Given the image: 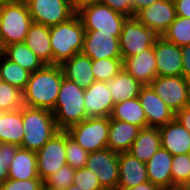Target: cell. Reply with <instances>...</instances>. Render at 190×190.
I'll return each mask as SVG.
<instances>
[{"instance_id":"6da1fadb","label":"cell","mask_w":190,"mask_h":190,"mask_svg":"<svg viewBox=\"0 0 190 190\" xmlns=\"http://www.w3.org/2000/svg\"><path fill=\"white\" fill-rule=\"evenodd\" d=\"M64 74L60 65H44L31 73L23 90V103L28 107L52 111L60 90Z\"/></svg>"},{"instance_id":"7a4b0ae2","label":"cell","mask_w":190,"mask_h":190,"mask_svg":"<svg viewBox=\"0 0 190 190\" xmlns=\"http://www.w3.org/2000/svg\"><path fill=\"white\" fill-rule=\"evenodd\" d=\"M22 121L24 137L20 148L37 152L57 132V127L52 111L42 108L22 106Z\"/></svg>"},{"instance_id":"3957f363","label":"cell","mask_w":190,"mask_h":190,"mask_svg":"<svg viewBox=\"0 0 190 190\" xmlns=\"http://www.w3.org/2000/svg\"><path fill=\"white\" fill-rule=\"evenodd\" d=\"M85 29L78 14L68 20L50 27V44L53 65H61L83 49Z\"/></svg>"},{"instance_id":"277c9868","label":"cell","mask_w":190,"mask_h":190,"mask_svg":"<svg viewBox=\"0 0 190 190\" xmlns=\"http://www.w3.org/2000/svg\"><path fill=\"white\" fill-rule=\"evenodd\" d=\"M84 91L76 83L62 79L55 107L52 110L59 130L66 131L89 118L84 104Z\"/></svg>"},{"instance_id":"5b68a950","label":"cell","mask_w":190,"mask_h":190,"mask_svg":"<svg viewBox=\"0 0 190 190\" xmlns=\"http://www.w3.org/2000/svg\"><path fill=\"white\" fill-rule=\"evenodd\" d=\"M33 23L24 0H11L0 8V36L3 46L24 42Z\"/></svg>"},{"instance_id":"8992f818","label":"cell","mask_w":190,"mask_h":190,"mask_svg":"<svg viewBox=\"0 0 190 190\" xmlns=\"http://www.w3.org/2000/svg\"><path fill=\"white\" fill-rule=\"evenodd\" d=\"M76 13L85 30L112 33L113 36L118 38L122 32L123 22L127 18L100 1L85 3L76 9Z\"/></svg>"},{"instance_id":"52a82bcc","label":"cell","mask_w":190,"mask_h":190,"mask_svg":"<svg viewBox=\"0 0 190 190\" xmlns=\"http://www.w3.org/2000/svg\"><path fill=\"white\" fill-rule=\"evenodd\" d=\"M110 117H89L66 130L88 153L107 148Z\"/></svg>"},{"instance_id":"ba28073f","label":"cell","mask_w":190,"mask_h":190,"mask_svg":"<svg viewBox=\"0 0 190 190\" xmlns=\"http://www.w3.org/2000/svg\"><path fill=\"white\" fill-rule=\"evenodd\" d=\"M159 37L155 31L141 24L135 17H127L119 36L122 59L133 57L154 46Z\"/></svg>"},{"instance_id":"9c48e42d","label":"cell","mask_w":190,"mask_h":190,"mask_svg":"<svg viewBox=\"0 0 190 190\" xmlns=\"http://www.w3.org/2000/svg\"><path fill=\"white\" fill-rule=\"evenodd\" d=\"M32 21L48 27L71 18L76 8L68 0H24Z\"/></svg>"},{"instance_id":"30bf717a","label":"cell","mask_w":190,"mask_h":190,"mask_svg":"<svg viewBox=\"0 0 190 190\" xmlns=\"http://www.w3.org/2000/svg\"><path fill=\"white\" fill-rule=\"evenodd\" d=\"M38 177L44 182L66 165V131L57 132L36 152Z\"/></svg>"},{"instance_id":"8fae6325","label":"cell","mask_w":190,"mask_h":190,"mask_svg":"<svg viewBox=\"0 0 190 190\" xmlns=\"http://www.w3.org/2000/svg\"><path fill=\"white\" fill-rule=\"evenodd\" d=\"M119 153L109 148L89 153L85 167L94 172L105 190H117Z\"/></svg>"},{"instance_id":"7c38bea8","label":"cell","mask_w":190,"mask_h":190,"mask_svg":"<svg viewBox=\"0 0 190 190\" xmlns=\"http://www.w3.org/2000/svg\"><path fill=\"white\" fill-rule=\"evenodd\" d=\"M149 85L175 113L188 106L189 81L183 76H157Z\"/></svg>"},{"instance_id":"4fadbf2b","label":"cell","mask_w":190,"mask_h":190,"mask_svg":"<svg viewBox=\"0 0 190 190\" xmlns=\"http://www.w3.org/2000/svg\"><path fill=\"white\" fill-rule=\"evenodd\" d=\"M81 53L92 60L122 58L119 38L112 33H98V30H85Z\"/></svg>"},{"instance_id":"5bb4252c","label":"cell","mask_w":190,"mask_h":190,"mask_svg":"<svg viewBox=\"0 0 190 190\" xmlns=\"http://www.w3.org/2000/svg\"><path fill=\"white\" fill-rule=\"evenodd\" d=\"M134 17L162 36L176 18L174 1L157 0L153 5L140 10Z\"/></svg>"},{"instance_id":"9a60e30c","label":"cell","mask_w":190,"mask_h":190,"mask_svg":"<svg viewBox=\"0 0 190 190\" xmlns=\"http://www.w3.org/2000/svg\"><path fill=\"white\" fill-rule=\"evenodd\" d=\"M146 114L148 127L159 128L175 118V112L154 92L150 85H143L138 95Z\"/></svg>"},{"instance_id":"2e32d148","label":"cell","mask_w":190,"mask_h":190,"mask_svg":"<svg viewBox=\"0 0 190 190\" xmlns=\"http://www.w3.org/2000/svg\"><path fill=\"white\" fill-rule=\"evenodd\" d=\"M153 48L156 57L157 76H182L181 47L160 36Z\"/></svg>"},{"instance_id":"e0dca14e","label":"cell","mask_w":190,"mask_h":190,"mask_svg":"<svg viewBox=\"0 0 190 190\" xmlns=\"http://www.w3.org/2000/svg\"><path fill=\"white\" fill-rule=\"evenodd\" d=\"M84 104L88 117H110L114 102L107 82L94 81L84 91Z\"/></svg>"},{"instance_id":"ac0fdd59","label":"cell","mask_w":190,"mask_h":190,"mask_svg":"<svg viewBox=\"0 0 190 190\" xmlns=\"http://www.w3.org/2000/svg\"><path fill=\"white\" fill-rule=\"evenodd\" d=\"M123 69L142 85H149L157 77L153 46L133 57L123 58Z\"/></svg>"},{"instance_id":"d6986e66","label":"cell","mask_w":190,"mask_h":190,"mask_svg":"<svg viewBox=\"0 0 190 190\" xmlns=\"http://www.w3.org/2000/svg\"><path fill=\"white\" fill-rule=\"evenodd\" d=\"M158 129L161 134V147L172 156L190 153V132L176 118Z\"/></svg>"},{"instance_id":"ffe728a7","label":"cell","mask_w":190,"mask_h":190,"mask_svg":"<svg viewBox=\"0 0 190 190\" xmlns=\"http://www.w3.org/2000/svg\"><path fill=\"white\" fill-rule=\"evenodd\" d=\"M119 183L117 190H124L148 181L146 164L128 152L119 153Z\"/></svg>"},{"instance_id":"44dd1931","label":"cell","mask_w":190,"mask_h":190,"mask_svg":"<svg viewBox=\"0 0 190 190\" xmlns=\"http://www.w3.org/2000/svg\"><path fill=\"white\" fill-rule=\"evenodd\" d=\"M172 159L173 156L166 149H158L146 163L148 181L163 190H172Z\"/></svg>"},{"instance_id":"7402d4cb","label":"cell","mask_w":190,"mask_h":190,"mask_svg":"<svg viewBox=\"0 0 190 190\" xmlns=\"http://www.w3.org/2000/svg\"><path fill=\"white\" fill-rule=\"evenodd\" d=\"M64 77L76 83L81 89L86 90L94 81L92 73V59L78 53L61 65Z\"/></svg>"},{"instance_id":"603a6c76","label":"cell","mask_w":190,"mask_h":190,"mask_svg":"<svg viewBox=\"0 0 190 190\" xmlns=\"http://www.w3.org/2000/svg\"><path fill=\"white\" fill-rule=\"evenodd\" d=\"M24 43L36 54L44 65H53L50 27L33 22L29 27Z\"/></svg>"},{"instance_id":"cb8c5ba5","label":"cell","mask_w":190,"mask_h":190,"mask_svg":"<svg viewBox=\"0 0 190 190\" xmlns=\"http://www.w3.org/2000/svg\"><path fill=\"white\" fill-rule=\"evenodd\" d=\"M140 130L128 122L110 119L107 148L118 153L128 152Z\"/></svg>"},{"instance_id":"d4e9b609","label":"cell","mask_w":190,"mask_h":190,"mask_svg":"<svg viewBox=\"0 0 190 190\" xmlns=\"http://www.w3.org/2000/svg\"><path fill=\"white\" fill-rule=\"evenodd\" d=\"M160 148L161 134L159 129L148 127L139 131L128 153L146 164Z\"/></svg>"},{"instance_id":"484cf974","label":"cell","mask_w":190,"mask_h":190,"mask_svg":"<svg viewBox=\"0 0 190 190\" xmlns=\"http://www.w3.org/2000/svg\"><path fill=\"white\" fill-rule=\"evenodd\" d=\"M24 134L22 107L13 111L0 110V143L21 146Z\"/></svg>"},{"instance_id":"4316f807","label":"cell","mask_w":190,"mask_h":190,"mask_svg":"<svg viewBox=\"0 0 190 190\" xmlns=\"http://www.w3.org/2000/svg\"><path fill=\"white\" fill-rule=\"evenodd\" d=\"M8 179H40L38 177L36 152L19 148L10 163Z\"/></svg>"},{"instance_id":"83f0119b","label":"cell","mask_w":190,"mask_h":190,"mask_svg":"<svg viewBox=\"0 0 190 190\" xmlns=\"http://www.w3.org/2000/svg\"><path fill=\"white\" fill-rule=\"evenodd\" d=\"M142 86L124 69L107 82L114 104L138 97Z\"/></svg>"},{"instance_id":"f1b7e54d","label":"cell","mask_w":190,"mask_h":190,"mask_svg":"<svg viewBox=\"0 0 190 190\" xmlns=\"http://www.w3.org/2000/svg\"><path fill=\"white\" fill-rule=\"evenodd\" d=\"M110 119L128 122L141 129L148 128L146 114L138 97L114 104Z\"/></svg>"},{"instance_id":"f546056e","label":"cell","mask_w":190,"mask_h":190,"mask_svg":"<svg viewBox=\"0 0 190 190\" xmlns=\"http://www.w3.org/2000/svg\"><path fill=\"white\" fill-rule=\"evenodd\" d=\"M10 61L33 73L44 66L36 54L24 42L9 44L2 53Z\"/></svg>"},{"instance_id":"4dcf8cb0","label":"cell","mask_w":190,"mask_h":190,"mask_svg":"<svg viewBox=\"0 0 190 190\" xmlns=\"http://www.w3.org/2000/svg\"><path fill=\"white\" fill-rule=\"evenodd\" d=\"M0 74L5 83H9L23 91L27 86L31 72L0 54Z\"/></svg>"},{"instance_id":"1f68e13d","label":"cell","mask_w":190,"mask_h":190,"mask_svg":"<svg viewBox=\"0 0 190 190\" xmlns=\"http://www.w3.org/2000/svg\"><path fill=\"white\" fill-rule=\"evenodd\" d=\"M162 37L183 47L190 44V18L176 16L175 20L170 24Z\"/></svg>"},{"instance_id":"d6a6232c","label":"cell","mask_w":190,"mask_h":190,"mask_svg":"<svg viewBox=\"0 0 190 190\" xmlns=\"http://www.w3.org/2000/svg\"><path fill=\"white\" fill-rule=\"evenodd\" d=\"M123 69L122 58L92 60V73L95 81L108 82Z\"/></svg>"},{"instance_id":"836d02e7","label":"cell","mask_w":190,"mask_h":190,"mask_svg":"<svg viewBox=\"0 0 190 190\" xmlns=\"http://www.w3.org/2000/svg\"><path fill=\"white\" fill-rule=\"evenodd\" d=\"M171 174L172 190H178L190 179V153L173 156Z\"/></svg>"},{"instance_id":"e575fe53","label":"cell","mask_w":190,"mask_h":190,"mask_svg":"<svg viewBox=\"0 0 190 190\" xmlns=\"http://www.w3.org/2000/svg\"><path fill=\"white\" fill-rule=\"evenodd\" d=\"M23 105V91L3 82L0 85V110L13 111L20 109Z\"/></svg>"},{"instance_id":"d590c367","label":"cell","mask_w":190,"mask_h":190,"mask_svg":"<svg viewBox=\"0 0 190 190\" xmlns=\"http://www.w3.org/2000/svg\"><path fill=\"white\" fill-rule=\"evenodd\" d=\"M89 153L76 143L66 132V162L76 169L85 167Z\"/></svg>"},{"instance_id":"8d00e7d4","label":"cell","mask_w":190,"mask_h":190,"mask_svg":"<svg viewBox=\"0 0 190 190\" xmlns=\"http://www.w3.org/2000/svg\"><path fill=\"white\" fill-rule=\"evenodd\" d=\"M75 174V169L68 164L62 166L56 171V173L49 176L44 181V186L47 189L65 190L73 184V177Z\"/></svg>"},{"instance_id":"74e56055","label":"cell","mask_w":190,"mask_h":190,"mask_svg":"<svg viewBox=\"0 0 190 190\" xmlns=\"http://www.w3.org/2000/svg\"><path fill=\"white\" fill-rule=\"evenodd\" d=\"M73 179V184L82 190H105L96 174L86 167L76 169Z\"/></svg>"},{"instance_id":"f35d334b","label":"cell","mask_w":190,"mask_h":190,"mask_svg":"<svg viewBox=\"0 0 190 190\" xmlns=\"http://www.w3.org/2000/svg\"><path fill=\"white\" fill-rule=\"evenodd\" d=\"M20 146L11 143H0V186L8 179V170Z\"/></svg>"},{"instance_id":"ab89813d","label":"cell","mask_w":190,"mask_h":190,"mask_svg":"<svg viewBox=\"0 0 190 190\" xmlns=\"http://www.w3.org/2000/svg\"><path fill=\"white\" fill-rule=\"evenodd\" d=\"M44 182L41 179L15 180L7 179L1 186V190H41Z\"/></svg>"},{"instance_id":"60d3db41","label":"cell","mask_w":190,"mask_h":190,"mask_svg":"<svg viewBox=\"0 0 190 190\" xmlns=\"http://www.w3.org/2000/svg\"><path fill=\"white\" fill-rule=\"evenodd\" d=\"M101 3L109 6L112 10L123 14L126 17H133V8L131 0H99Z\"/></svg>"},{"instance_id":"b9f144b4","label":"cell","mask_w":190,"mask_h":190,"mask_svg":"<svg viewBox=\"0 0 190 190\" xmlns=\"http://www.w3.org/2000/svg\"><path fill=\"white\" fill-rule=\"evenodd\" d=\"M182 52V76L190 81V44L181 47Z\"/></svg>"},{"instance_id":"7bdbcfd3","label":"cell","mask_w":190,"mask_h":190,"mask_svg":"<svg viewBox=\"0 0 190 190\" xmlns=\"http://www.w3.org/2000/svg\"><path fill=\"white\" fill-rule=\"evenodd\" d=\"M176 16L190 18V0L174 1Z\"/></svg>"},{"instance_id":"ee69618b","label":"cell","mask_w":190,"mask_h":190,"mask_svg":"<svg viewBox=\"0 0 190 190\" xmlns=\"http://www.w3.org/2000/svg\"><path fill=\"white\" fill-rule=\"evenodd\" d=\"M175 118L190 132V106H185L175 113Z\"/></svg>"},{"instance_id":"f6af8a7d","label":"cell","mask_w":190,"mask_h":190,"mask_svg":"<svg viewBox=\"0 0 190 190\" xmlns=\"http://www.w3.org/2000/svg\"><path fill=\"white\" fill-rule=\"evenodd\" d=\"M133 8V17L142 9L153 5L157 0H131Z\"/></svg>"},{"instance_id":"bcb514c9","label":"cell","mask_w":190,"mask_h":190,"mask_svg":"<svg viewBox=\"0 0 190 190\" xmlns=\"http://www.w3.org/2000/svg\"><path fill=\"white\" fill-rule=\"evenodd\" d=\"M124 190H163V189L158 185L152 184L150 181H146L137 186L126 188Z\"/></svg>"},{"instance_id":"7dc6e473","label":"cell","mask_w":190,"mask_h":190,"mask_svg":"<svg viewBox=\"0 0 190 190\" xmlns=\"http://www.w3.org/2000/svg\"><path fill=\"white\" fill-rule=\"evenodd\" d=\"M94 1H99V0H73V6L77 9L79 6L85 3L94 2Z\"/></svg>"},{"instance_id":"c3c4849f","label":"cell","mask_w":190,"mask_h":190,"mask_svg":"<svg viewBox=\"0 0 190 190\" xmlns=\"http://www.w3.org/2000/svg\"><path fill=\"white\" fill-rule=\"evenodd\" d=\"M178 190H190V179L182 185Z\"/></svg>"},{"instance_id":"681fc988","label":"cell","mask_w":190,"mask_h":190,"mask_svg":"<svg viewBox=\"0 0 190 190\" xmlns=\"http://www.w3.org/2000/svg\"><path fill=\"white\" fill-rule=\"evenodd\" d=\"M65 190H82L80 188H78L76 185L72 184L71 186H69L68 188H66Z\"/></svg>"},{"instance_id":"f907efd6","label":"cell","mask_w":190,"mask_h":190,"mask_svg":"<svg viewBox=\"0 0 190 190\" xmlns=\"http://www.w3.org/2000/svg\"><path fill=\"white\" fill-rule=\"evenodd\" d=\"M3 50H4V46H3L2 39H1V36H0V54L3 53Z\"/></svg>"},{"instance_id":"816d5d0a","label":"cell","mask_w":190,"mask_h":190,"mask_svg":"<svg viewBox=\"0 0 190 190\" xmlns=\"http://www.w3.org/2000/svg\"><path fill=\"white\" fill-rule=\"evenodd\" d=\"M11 0H0V8Z\"/></svg>"},{"instance_id":"f5cc1de1","label":"cell","mask_w":190,"mask_h":190,"mask_svg":"<svg viewBox=\"0 0 190 190\" xmlns=\"http://www.w3.org/2000/svg\"><path fill=\"white\" fill-rule=\"evenodd\" d=\"M188 106H190V81H189V91H188Z\"/></svg>"},{"instance_id":"db71d44e","label":"cell","mask_w":190,"mask_h":190,"mask_svg":"<svg viewBox=\"0 0 190 190\" xmlns=\"http://www.w3.org/2000/svg\"><path fill=\"white\" fill-rule=\"evenodd\" d=\"M3 82H4V81H3L2 77H1V74H0V85H1Z\"/></svg>"},{"instance_id":"11a10c76","label":"cell","mask_w":190,"mask_h":190,"mask_svg":"<svg viewBox=\"0 0 190 190\" xmlns=\"http://www.w3.org/2000/svg\"><path fill=\"white\" fill-rule=\"evenodd\" d=\"M41 190H50V189H47L45 186H43V187L41 188Z\"/></svg>"}]
</instances>
